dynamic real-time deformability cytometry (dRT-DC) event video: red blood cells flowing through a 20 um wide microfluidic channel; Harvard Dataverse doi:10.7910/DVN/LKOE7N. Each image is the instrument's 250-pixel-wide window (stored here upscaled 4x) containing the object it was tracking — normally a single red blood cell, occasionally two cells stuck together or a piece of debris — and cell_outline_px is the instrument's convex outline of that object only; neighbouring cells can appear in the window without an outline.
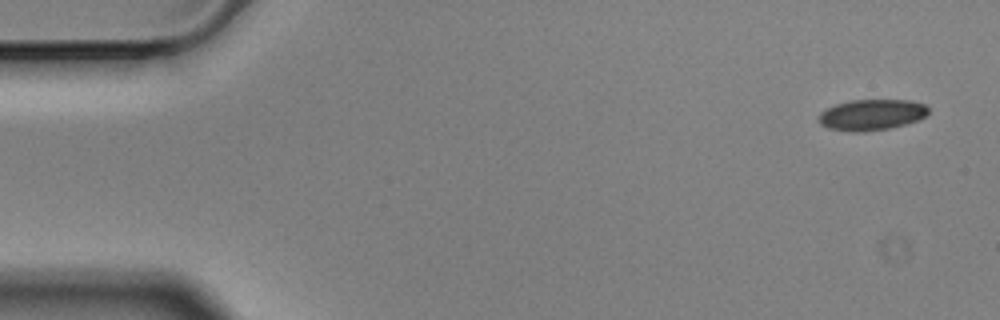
{"species": "Egyptian fruit bat (a non-hibernating species)", "species_latin": "Rousettus aegyptiacus", "temperature_condition": "cold", "stored_images_in_passage": 4, "camera_frame_rate_fps": 3000, "um_per_image_px": 0.085, "animal": {"sex": "male"}, "frame": {"image": 1, "passage_image": 1, "time_ms": 0.0, "image_size_px": [1000, 320], "cell_outline_px": [[928, 112], [920, 120], [888, 128], [864, 132], [852, 132], [828, 128], [820, 124], [820, 112], [836, 104], [852, 100], [908, 100], [924, 104], [928, 108]], "centroid_in_image_um": [74.09, 9.76], "position_along_channel_um": 10.9, "area_um2": 19.59}}
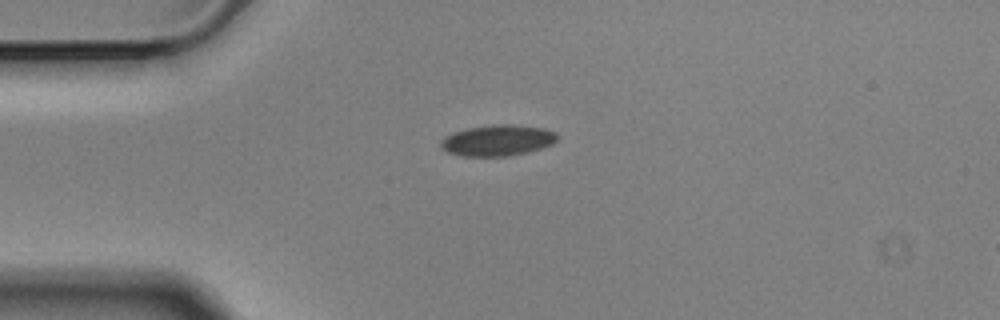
{"frame": {"image": 2, "passage_image": 4, "time_ms": 1.0, "image_size_px": [1000, 320], "cell_outline_px": [[556, 140], [552, 144], [540, 148], [508, 156], [460, 156], [448, 152], [440, 148], [440, 140], [444, 136], [452, 132], [468, 128], [492, 124], [508, 124], [544, 128], [556, 132]], "centroid_in_image_um": [42.23, 11.92], "position_along_channel_um": 42.8, "area_um2": 21.04}}